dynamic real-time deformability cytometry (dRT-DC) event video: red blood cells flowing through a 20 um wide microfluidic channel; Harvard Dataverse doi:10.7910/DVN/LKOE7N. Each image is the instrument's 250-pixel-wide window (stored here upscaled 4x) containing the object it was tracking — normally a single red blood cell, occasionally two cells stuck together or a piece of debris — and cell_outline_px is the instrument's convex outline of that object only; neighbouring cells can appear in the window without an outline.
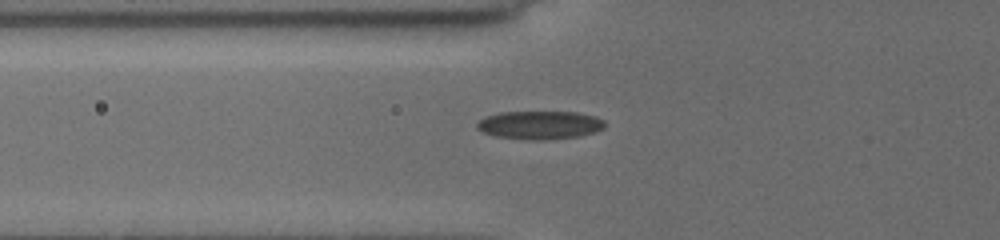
{"species": "common noctule bat (a hibernating species)", "species_latin": "Nyctalus noctula", "temperature_condition": "cold", "stored_images_in_passage": 9, "camera_frame_rate_fps": 3000, "um_per_image_px": 0.085, "animal": {"sex": "female", "body_mass_g": 19.5, "forearm_length_mm": 54.1}, "frame": {"image": 1, "passage_image": 9, "time_ms": 8.0, "image_size_px": [1000, 240], "cell_outline_px": [[604, 128], [596, 132], [580, 136], [544, 140], [532, 140], [496, 136], [484, 132], [476, 128], [476, 124], [484, 116], [500, 112], [576, 112], [596, 116], [604, 120]], "centroid_in_image_um": [45.9, 10.62], "position_along_channel_um": 79.9, "area_um2": 21.15}}